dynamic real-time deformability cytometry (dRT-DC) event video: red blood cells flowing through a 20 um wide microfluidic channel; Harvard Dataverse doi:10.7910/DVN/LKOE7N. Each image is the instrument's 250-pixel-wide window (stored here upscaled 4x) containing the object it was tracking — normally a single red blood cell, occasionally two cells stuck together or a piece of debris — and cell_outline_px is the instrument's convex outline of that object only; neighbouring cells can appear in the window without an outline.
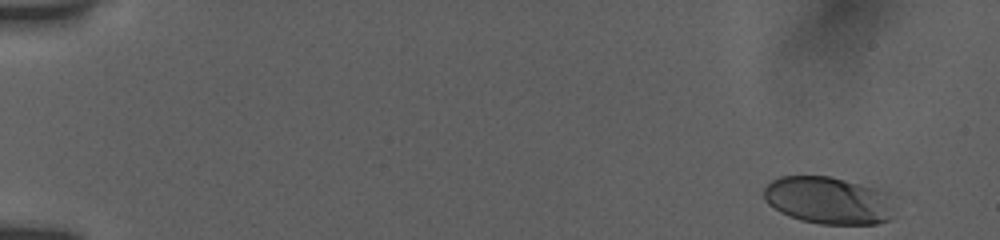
{"species": "human", "species_latin": "Homo sapiens", "temperature_condition": "room temperature", "stored_images_in_passage": 38, "camera_frame_rate_fps": 3000, "um_per_image_px": 0.085, "donor": {"sex": "female"}, "frame": {"image": 1, "passage_image": 1, "time_ms": 0.0, "image_size_px": [1000, 240], "cell_outline_px": [[888, 220], [876, 224], [820, 224], [800, 220], [788, 216], [780, 212], [768, 204], [764, 200], [764, 188], [772, 180], [780, 176], [828, 176], [876, 188], [884, 208]], "centroid_in_image_um": [70.15, 17.03], "position_along_channel_um": 14.9, "area_um2": 34.39}}
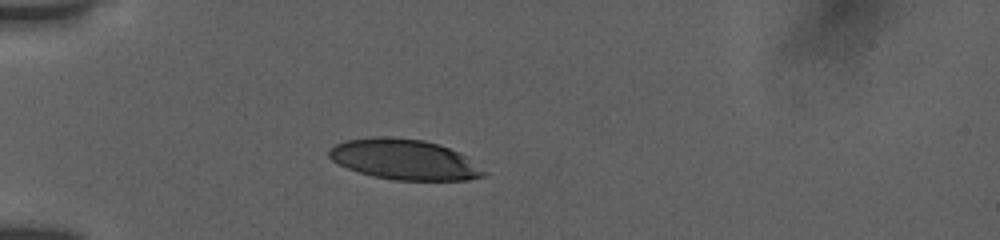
{"frame": {"image": 2, "passage_image": 34, "time_ms": 4.333, "image_size_px": [1000, 240], "cell_outline_px": [[488, 172], [484, 176], [468, 180], [396, 180], [372, 176], [348, 168], [332, 160], [328, 156], [328, 148], [344, 140], [372, 136], [384, 136], [424, 140], [460, 152]], "centroid_in_image_um": [34.35, 13.55], "position_along_channel_um": 50.6, "area_um2": 36.47}}